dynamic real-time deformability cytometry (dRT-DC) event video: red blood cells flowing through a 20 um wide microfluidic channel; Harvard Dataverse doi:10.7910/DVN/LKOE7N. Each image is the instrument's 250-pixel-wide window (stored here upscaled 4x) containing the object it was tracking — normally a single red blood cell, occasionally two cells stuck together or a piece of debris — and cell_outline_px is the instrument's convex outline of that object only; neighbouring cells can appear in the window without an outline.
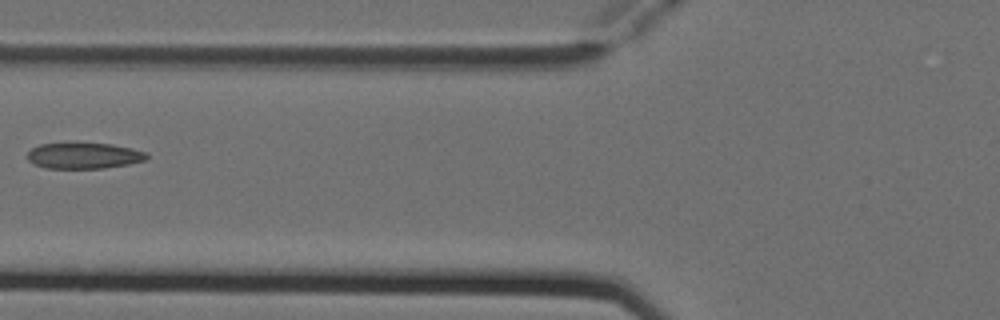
{"species": "Egyptian fruit bat (a non-hibernating species)", "species_latin": "Rousettus aegyptiacus", "temperature_condition": "cold", "stored_images_in_passage": 7, "camera_frame_rate_fps": 3000, "um_per_image_px": 0.085, "animal": {"sex": "female"}, "frame": {"image": 1, "passage_image": 7, "time_ms": 2.0, "image_size_px": [1000, 320], "cell_outline_px": [[148, 156], [144, 160], [128, 164], [104, 168], [44, 168], [32, 164], [28, 160], [28, 152], [32, 148], [40, 144], [112, 144], [132, 148], [144, 152]], "centroid_in_image_um": [7.09, 13.25], "position_along_channel_um": 118.7, "area_um2": 17.74}}